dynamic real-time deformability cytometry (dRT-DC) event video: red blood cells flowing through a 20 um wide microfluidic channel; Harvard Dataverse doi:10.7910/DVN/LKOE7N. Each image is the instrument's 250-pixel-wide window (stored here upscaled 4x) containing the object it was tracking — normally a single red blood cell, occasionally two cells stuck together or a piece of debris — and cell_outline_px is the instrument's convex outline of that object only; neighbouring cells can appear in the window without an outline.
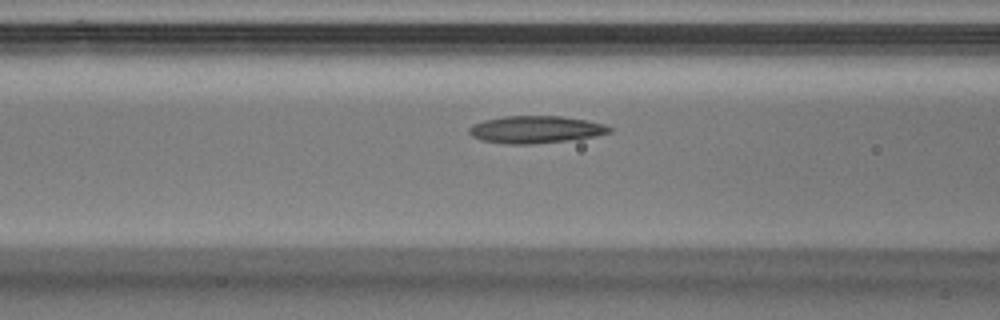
{"species": "Egyptian fruit bat (a non-hibernating species)", "species_latin": "Rousettus aegyptiacus", "temperature_condition": "warm", "stored_images_in_passage": 13, "segment_of_instrument_passage": [1, 2], "camera_frame_rate_fps": 3000, "um_per_image_px": 0.085, "animal": {"sex": "male"}, "frame": {"image": 1, "passage_image": 5, "time_ms": 1.333, "image_size_px": [1000, 320], "cell_outline_px": [[612, 132], [596, 136], [568, 140], [532, 144], [504, 144], [480, 140], [472, 136], [468, 132], [468, 128], [472, 124], [484, 120], [504, 116], [560, 116], [584, 120], [604, 124], [612, 128]], "centroid_in_image_um": [45.49, 11.01], "position_along_channel_um": 121.1, "area_um2": 22.37}}
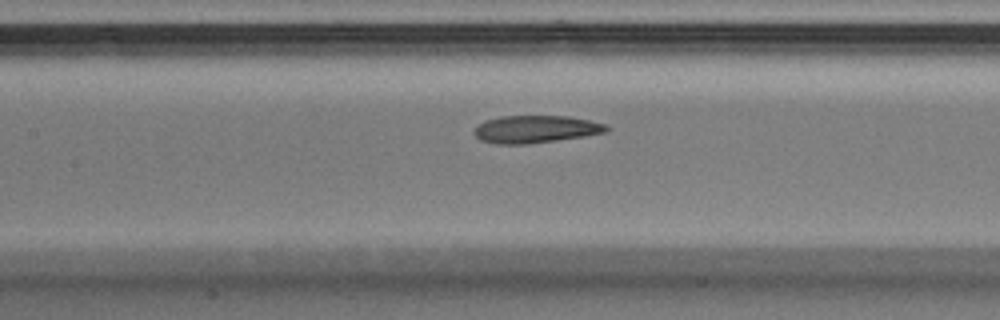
{"frame": {"image": 2, "passage_image": 8, "time_ms": 2.333, "image_size_px": [1000, 320], "cell_outline_px": [[608, 128], [604, 132], [584, 136], [528, 144], [496, 144], [480, 140], [472, 132], [484, 120], [500, 116], [568, 116], [588, 120], [604, 124]], "centroid_in_image_um": [45.46, 10.98], "position_along_channel_um": 161.9, "area_um2": 20.98}}
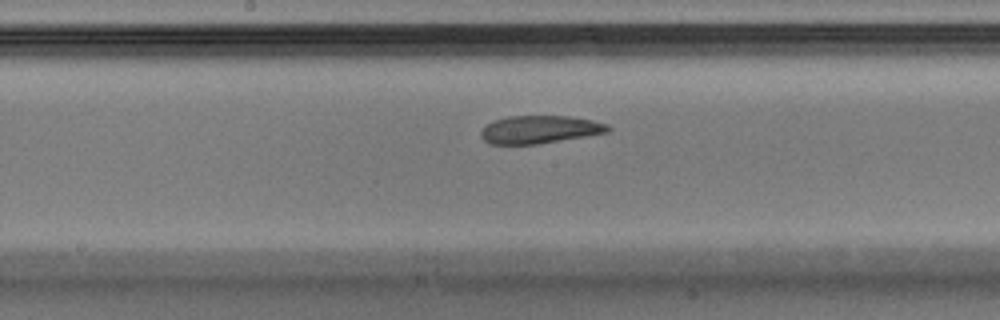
{"frame": {"image": 3, "passage_image": 11, "time_ms": 3.333, "image_size_px": [1000, 320], "cell_outline_px": [[612, 128], [608, 132], [536, 144], [488, 144], [480, 136], [480, 132], [488, 124], [496, 120], [508, 116], [568, 116], [592, 120], [608, 124]], "centroid_in_image_um": [45.87, 11.01], "position_along_channel_um": 202.3, "area_um2": 20.4}}